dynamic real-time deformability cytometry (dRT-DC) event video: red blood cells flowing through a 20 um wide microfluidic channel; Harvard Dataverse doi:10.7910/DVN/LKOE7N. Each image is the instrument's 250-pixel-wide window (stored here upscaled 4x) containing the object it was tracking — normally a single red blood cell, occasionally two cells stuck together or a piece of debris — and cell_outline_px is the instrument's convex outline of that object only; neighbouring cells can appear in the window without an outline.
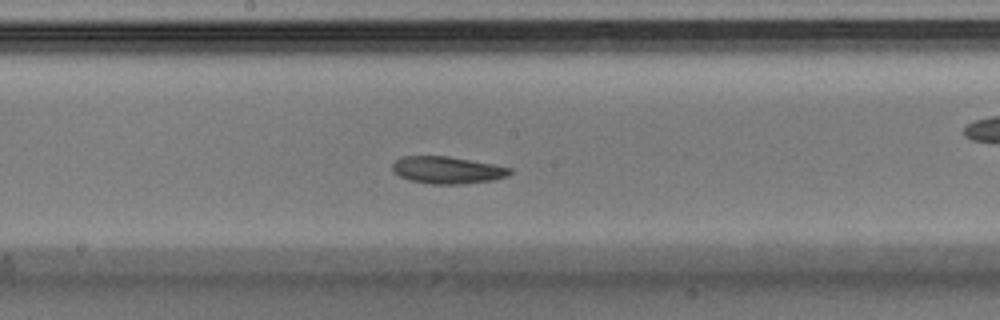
{"species": "Egyptian fruit bat (a non-hibernating species)", "species_latin": "Rousettus aegyptiacus", "temperature_condition": "warm", "stored_images_in_passage": 27, "camera_frame_rate_fps": 3000, "um_per_image_px": 0.085, "animal": {"sex": "male"}, "frame": {"image": 1, "passage_image": 16, "time_ms": 5.0, "image_size_px": [1000, 320], "cell_outline_px": [[512, 172], [508, 176], [492, 180], [464, 184], [432, 184], [412, 180], [400, 176], [392, 172], [392, 164], [396, 160], [404, 156], [448, 156], [492, 164], [512, 168]], "centroid_in_image_um": [38.03, 14.45], "position_along_channel_um": 210.2, "area_um2": 18.5}}